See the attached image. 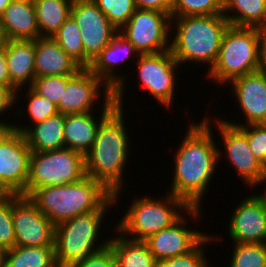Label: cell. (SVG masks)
<instances>
[{
	"label": "cell",
	"mask_w": 266,
	"mask_h": 267,
	"mask_svg": "<svg viewBox=\"0 0 266 267\" xmlns=\"http://www.w3.org/2000/svg\"><path fill=\"white\" fill-rule=\"evenodd\" d=\"M211 122L207 116L198 123L192 120L173 157L174 176L169 193L182 199L189 207L200 208L223 156L212 136Z\"/></svg>",
	"instance_id": "obj_1"
},
{
	"label": "cell",
	"mask_w": 266,
	"mask_h": 267,
	"mask_svg": "<svg viewBox=\"0 0 266 267\" xmlns=\"http://www.w3.org/2000/svg\"><path fill=\"white\" fill-rule=\"evenodd\" d=\"M124 117V107L116 106L101 121L95 142L85 155L86 175L100 181L113 193L117 203L123 187L124 169L131 153V140Z\"/></svg>",
	"instance_id": "obj_2"
},
{
	"label": "cell",
	"mask_w": 266,
	"mask_h": 267,
	"mask_svg": "<svg viewBox=\"0 0 266 267\" xmlns=\"http://www.w3.org/2000/svg\"><path fill=\"white\" fill-rule=\"evenodd\" d=\"M171 18V33L174 35L171 34L170 50L175 61L180 67L191 62L194 65L207 64L210 71L217 60L223 35L230 25L228 19L224 14Z\"/></svg>",
	"instance_id": "obj_3"
},
{
	"label": "cell",
	"mask_w": 266,
	"mask_h": 267,
	"mask_svg": "<svg viewBox=\"0 0 266 267\" xmlns=\"http://www.w3.org/2000/svg\"><path fill=\"white\" fill-rule=\"evenodd\" d=\"M112 196L100 181L86 175L74 183L35 189L28 197L56 226L99 210Z\"/></svg>",
	"instance_id": "obj_4"
},
{
	"label": "cell",
	"mask_w": 266,
	"mask_h": 267,
	"mask_svg": "<svg viewBox=\"0 0 266 267\" xmlns=\"http://www.w3.org/2000/svg\"><path fill=\"white\" fill-rule=\"evenodd\" d=\"M165 194L168 195L161 199L147 195L132 198L134 200L129 203L131 205L113 230L129 239L144 241L150 235L170 227L184 212L189 218L196 220L195 222L201 219L202 207H189L169 191Z\"/></svg>",
	"instance_id": "obj_5"
},
{
	"label": "cell",
	"mask_w": 266,
	"mask_h": 267,
	"mask_svg": "<svg viewBox=\"0 0 266 267\" xmlns=\"http://www.w3.org/2000/svg\"><path fill=\"white\" fill-rule=\"evenodd\" d=\"M116 204L112 196L99 210L78 215L55 226L54 248L58 267H67L109 245L110 238L102 241L99 234H102L100 229L104 217Z\"/></svg>",
	"instance_id": "obj_6"
},
{
	"label": "cell",
	"mask_w": 266,
	"mask_h": 267,
	"mask_svg": "<svg viewBox=\"0 0 266 267\" xmlns=\"http://www.w3.org/2000/svg\"><path fill=\"white\" fill-rule=\"evenodd\" d=\"M258 70V28L229 25L223 35L217 60L211 70L206 72V78L227 87L233 79Z\"/></svg>",
	"instance_id": "obj_7"
},
{
	"label": "cell",
	"mask_w": 266,
	"mask_h": 267,
	"mask_svg": "<svg viewBox=\"0 0 266 267\" xmlns=\"http://www.w3.org/2000/svg\"><path fill=\"white\" fill-rule=\"evenodd\" d=\"M86 176L85 156L69 148L31 152L26 197L35 189L77 182Z\"/></svg>",
	"instance_id": "obj_8"
},
{
	"label": "cell",
	"mask_w": 266,
	"mask_h": 267,
	"mask_svg": "<svg viewBox=\"0 0 266 267\" xmlns=\"http://www.w3.org/2000/svg\"><path fill=\"white\" fill-rule=\"evenodd\" d=\"M171 19L160 11L137 8L118 32L139 54H156L171 48Z\"/></svg>",
	"instance_id": "obj_9"
},
{
	"label": "cell",
	"mask_w": 266,
	"mask_h": 267,
	"mask_svg": "<svg viewBox=\"0 0 266 267\" xmlns=\"http://www.w3.org/2000/svg\"><path fill=\"white\" fill-rule=\"evenodd\" d=\"M31 150L23 133L0 128V193L26 196Z\"/></svg>",
	"instance_id": "obj_10"
},
{
	"label": "cell",
	"mask_w": 266,
	"mask_h": 267,
	"mask_svg": "<svg viewBox=\"0 0 266 267\" xmlns=\"http://www.w3.org/2000/svg\"><path fill=\"white\" fill-rule=\"evenodd\" d=\"M137 80L150 96L164 108L172 107L176 91L177 76L180 66L171 50L156 54H140L137 58Z\"/></svg>",
	"instance_id": "obj_11"
},
{
	"label": "cell",
	"mask_w": 266,
	"mask_h": 267,
	"mask_svg": "<svg viewBox=\"0 0 266 267\" xmlns=\"http://www.w3.org/2000/svg\"><path fill=\"white\" fill-rule=\"evenodd\" d=\"M220 118V119H219ZM212 122L219 131L221 141L225 147L226 160H229L235 172L240 176L247 188L259 187L266 178V167L254 156L250 150L247 136L236 126L223 121V118L216 117ZM228 158V159H227Z\"/></svg>",
	"instance_id": "obj_12"
},
{
	"label": "cell",
	"mask_w": 266,
	"mask_h": 267,
	"mask_svg": "<svg viewBox=\"0 0 266 267\" xmlns=\"http://www.w3.org/2000/svg\"><path fill=\"white\" fill-rule=\"evenodd\" d=\"M71 16L80 29L84 49V68L106 47L118 30L93 0H73Z\"/></svg>",
	"instance_id": "obj_13"
},
{
	"label": "cell",
	"mask_w": 266,
	"mask_h": 267,
	"mask_svg": "<svg viewBox=\"0 0 266 267\" xmlns=\"http://www.w3.org/2000/svg\"><path fill=\"white\" fill-rule=\"evenodd\" d=\"M15 246H54L55 225L29 197L12 194Z\"/></svg>",
	"instance_id": "obj_14"
},
{
	"label": "cell",
	"mask_w": 266,
	"mask_h": 267,
	"mask_svg": "<svg viewBox=\"0 0 266 267\" xmlns=\"http://www.w3.org/2000/svg\"><path fill=\"white\" fill-rule=\"evenodd\" d=\"M139 55L135 47L118 32L87 67L114 92V101L119 107L123 108L124 106L123 95H125L126 90L124 85H127L125 82L127 77L116 73L118 72L116 69L121 66L120 63L125 61V58L129 59L127 57L130 56L131 58H138Z\"/></svg>",
	"instance_id": "obj_15"
},
{
	"label": "cell",
	"mask_w": 266,
	"mask_h": 267,
	"mask_svg": "<svg viewBox=\"0 0 266 267\" xmlns=\"http://www.w3.org/2000/svg\"><path fill=\"white\" fill-rule=\"evenodd\" d=\"M101 94L103 101L114 97V92L99 77L87 68H82L67 83L57 105L58 112L64 115L91 112L96 107L94 104L101 101Z\"/></svg>",
	"instance_id": "obj_16"
},
{
	"label": "cell",
	"mask_w": 266,
	"mask_h": 267,
	"mask_svg": "<svg viewBox=\"0 0 266 267\" xmlns=\"http://www.w3.org/2000/svg\"><path fill=\"white\" fill-rule=\"evenodd\" d=\"M229 219L228 235L234 243H266V200L248 195L234 208Z\"/></svg>",
	"instance_id": "obj_17"
},
{
	"label": "cell",
	"mask_w": 266,
	"mask_h": 267,
	"mask_svg": "<svg viewBox=\"0 0 266 267\" xmlns=\"http://www.w3.org/2000/svg\"><path fill=\"white\" fill-rule=\"evenodd\" d=\"M244 123L223 120L233 126L266 123V76L262 70L237 77L229 82ZM242 109V110H241Z\"/></svg>",
	"instance_id": "obj_18"
},
{
	"label": "cell",
	"mask_w": 266,
	"mask_h": 267,
	"mask_svg": "<svg viewBox=\"0 0 266 267\" xmlns=\"http://www.w3.org/2000/svg\"><path fill=\"white\" fill-rule=\"evenodd\" d=\"M187 219L186 215H182L170 227L144 240L157 262L188 253L208 234L187 228Z\"/></svg>",
	"instance_id": "obj_19"
},
{
	"label": "cell",
	"mask_w": 266,
	"mask_h": 267,
	"mask_svg": "<svg viewBox=\"0 0 266 267\" xmlns=\"http://www.w3.org/2000/svg\"><path fill=\"white\" fill-rule=\"evenodd\" d=\"M102 105L98 117L93 111L64 115L63 134L66 148L80 152L84 156L91 150L101 121L117 106L114 97L104 100Z\"/></svg>",
	"instance_id": "obj_20"
},
{
	"label": "cell",
	"mask_w": 266,
	"mask_h": 267,
	"mask_svg": "<svg viewBox=\"0 0 266 267\" xmlns=\"http://www.w3.org/2000/svg\"><path fill=\"white\" fill-rule=\"evenodd\" d=\"M6 61L10 76V88L16 91L17 106L22 89L25 90V86L31 87L36 77L35 40H8L6 43Z\"/></svg>",
	"instance_id": "obj_21"
},
{
	"label": "cell",
	"mask_w": 266,
	"mask_h": 267,
	"mask_svg": "<svg viewBox=\"0 0 266 267\" xmlns=\"http://www.w3.org/2000/svg\"><path fill=\"white\" fill-rule=\"evenodd\" d=\"M82 67L52 37L35 39V75H76Z\"/></svg>",
	"instance_id": "obj_22"
},
{
	"label": "cell",
	"mask_w": 266,
	"mask_h": 267,
	"mask_svg": "<svg viewBox=\"0 0 266 267\" xmlns=\"http://www.w3.org/2000/svg\"><path fill=\"white\" fill-rule=\"evenodd\" d=\"M12 129L24 134L31 152L62 149L64 140V114L57 113L32 125L13 124Z\"/></svg>",
	"instance_id": "obj_23"
},
{
	"label": "cell",
	"mask_w": 266,
	"mask_h": 267,
	"mask_svg": "<svg viewBox=\"0 0 266 267\" xmlns=\"http://www.w3.org/2000/svg\"><path fill=\"white\" fill-rule=\"evenodd\" d=\"M0 16L8 40H35L40 37L33 1L13 0Z\"/></svg>",
	"instance_id": "obj_24"
},
{
	"label": "cell",
	"mask_w": 266,
	"mask_h": 267,
	"mask_svg": "<svg viewBox=\"0 0 266 267\" xmlns=\"http://www.w3.org/2000/svg\"><path fill=\"white\" fill-rule=\"evenodd\" d=\"M109 245L116 257V267H157V261L145 241L129 239L116 231Z\"/></svg>",
	"instance_id": "obj_25"
},
{
	"label": "cell",
	"mask_w": 266,
	"mask_h": 267,
	"mask_svg": "<svg viewBox=\"0 0 266 267\" xmlns=\"http://www.w3.org/2000/svg\"><path fill=\"white\" fill-rule=\"evenodd\" d=\"M223 14L233 26H266V0H223Z\"/></svg>",
	"instance_id": "obj_26"
},
{
	"label": "cell",
	"mask_w": 266,
	"mask_h": 267,
	"mask_svg": "<svg viewBox=\"0 0 266 267\" xmlns=\"http://www.w3.org/2000/svg\"><path fill=\"white\" fill-rule=\"evenodd\" d=\"M40 37H52L70 17L73 0H33Z\"/></svg>",
	"instance_id": "obj_27"
},
{
	"label": "cell",
	"mask_w": 266,
	"mask_h": 267,
	"mask_svg": "<svg viewBox=\"0 0 266 267\" xmlns=\"http://www.w3.org/2000/svg\"><path fill=\"white\" fill-rule=\"evenodd\" d=\"M5 267H58L54 246H15L6 252Z\"/></svg>",
	"instance_id": "obj_28"
},
{
	"label": "cell",
	"mask_w": 266,
	"mask_h": 267,
	"mask_svg": "<svg viewBox=\"0 0 266 267\" xmlns=\"http://www.w3.org/2000/svg\"><path fill=\"white\" fill-rule=\"evenodd\" d=\"M52 38L72 59L84 68V49L81 33L76 21L71 15Z\"/></svg>",
	"instance_id": "obj_29"
},
{
	"label": "cell",
	"mask_w": 266,
	"mask_h": 267,
	"mask_svg": "<svg viewBox=\"0 0 266 267\" xmlns=\"http://www.w3.org/2000/svg\"><path fill=\"white\" fill-rule=\"evenodd\" d=\"M228 267H265L266 243H234Z\"/></svg>",
	"instance_id": "obj_30"
},
{
	"label": "cell",
	"mask_w": 266,
	"mask_h": 267,
	"mask_svg": "<svg viewBox=\"0 0 266 267\" xmlns=\"http://www.w3.org/2000/svg\"><path fill=\"white\" fill-rule=\"evenodd\" d=\"M219 237L206 235L191 251L186 254L168 258L157 262V267H213L207 263L206 245L212 241L218 242Z\"/></svg>",
	"instance_id": "obj_31"
},
{
	"label": "cell",
	"mask_w": 266,
	"mask_h": 267,
	"mask_svg": "<svg viewBox=\"0 0 266 267\" xmlns=\"http://www.w3.org/2000/svg\"><path fill=\"white\" fill-rule=\"evenodd\" d=\"M223 14V0H173L171 17Z\"/></svg>",
	"instance_id": "obj_32"
},
{
	"label": "cell",
	"mask_w": 266,
	"mask_h": 267,
	"mask_svg": "<svg viewBox=\"0 0 266 267\" xmlns=\"http://www.w3.org/2000/svg\"><path fill=\"white\" fill-rule=\"evenodd\" d=\"M119 31L137 9L135 0H93Z\"/></svg>",
	"instance_id": "obj_33"
},
{
	"label": "cell",
	"mask_w": 266,
	"mask_h": 267,
	"mask_svg": "<svg viewBox=\"0 0 266 267\" xmlns=\"http://www.w3.org/2000/svg\"><path fill=\"white\" fill-rule=\"evenodd\" d=\"M75 75L35 77L31 88L40 96L47 98L56 105L59 104L67 83Z\"/></svg>",
	"instance_id": "obj_34"
},
{
	"label": "cell",
	"mask_w": 266,
	"mask_h": 267,
	"mask_svg": "<svg viewBox=\"0 0 266 267\" xmlns=\"http://www.w3.org/2000/svg\"><path fill=\"white\" fill-rule=\"evenodd\" d=\"M27 91H23L25 92V97H27V109L25 108L23 112H28L25 114H28V119H31L32 123L37 124L59 113L55 103L40 96L31 87H28Z\"/></svg>",
	"instance_id": "obj_35"
},
{
	"label": "cell",
	"mask_w": 266,
	"mask_h": 267,
	"mask_svg": "<svg viewBox=\"0 0 266 267\" xmlns=\"http://www.w3.org/2000/svg\"><path fill=\"white\" fill-rule=\"evenodd\" d=\"M0 246L9 250L15 247L12 220V194L0 193Z\"/></svg>",
	"instance_id": "obj_36"
},
{
	"label": "cell",
	"mask_w": 266,
	"mask_h": 267,
	"mask_svg": "<svg viewBox=\"0 0 266 267\" xmlns=\"http://www.w3.org/2000/svg\"><path fill=\"white\" fill-rule=\"evenodd\" d=\"M247 136L250 150L266 167V123L238 126Z\"/></svg>",
	"instance_id": "obj_37"
},
{
	"label": "cell",
	"mask_w": 266,
	"mask_h": 267,
	"mask_svg": "<svg viewBox=\"0 0 266 267\" xmlns=\"http://www.w3.org/2000/svg\"><path fill=\"white\" fill-rule=\"evenodd\" d=\"M67 267H116V257L110 245L76 261Z\"/></svg>",
	"instance_id": "obj_38"
},
{
	"label": "cell",
	"mask_w": 266,
	"mask_h": 267,
	"mask_svg": "<svg viewBox=\"0 0 266 267\" xmlns=\"http://www.w3.org/2000/svg\"><path fill=\"white\" fill-rule=\"evenodd\" d=\"M15 103H16V91L12 88L0 85V116L5 114L8 110L11 111V108L13 107L15 108L16 107L14 106ZM1 120H0V128H12L13 126L12 124H14L13 122L11 121L6 122L3 119ZM8 122H10V124Z\"/></svg>",
	"instance_id": "obj_39"
},
{
	"label": "cell",
	"mask_w": 266,
	"mask_h": 267,
	"mask_svg": "<svg viewBox=\"0 0 266 267\" xmlns=\"http://www.w3.org/2000/svg\"><path fill=\"white\" fill-rule=\"evenodd\" d=\"M139 9L156 10L171 16L173 0H135Z\"/></svg>",
	"instance_id": "obj_40"
},
{
	"label": "cell",
	"mask_w": 266,
	"mask_h": 267,
	"mask_svg": "<svg viewBox=\"0 0 266 267\" xmlns=\"http://www.w3.org/2000/svg\"><path fill=\"white\" fill-rule=\"evenodd\" d=\"M0 85L10 88V76L6 61V44L0 45Z\"/></svg>",
	"instance_id": "obj_41"
},
{
	"label": "cell",
	"mask_w": 266,
	"mask_h": 267,
	"mask_svg": "<svg viewBox=\"0 0 266 267\" xmlns=\"http://www.w3.org/2000/svg\"><path fill=\"white\" fill-rule=\"evenodd\" d=\"M260 68H266V26L258 28Z\"/></svg>",
	"instance_id": "obj_42"
},
{
	"label": "cell",
	"mask_w": 266,
	"mask_h": 267,
	"mask_svg": "<svg viewBox=\"0 0 266 267\" xmlns=\"http://www.w3.org/2000/svg\"><path fill=\"white\" fill-rule=\"evenodd\" d=\"M7 41H8V38L6 36L5 30H4V27H3V22H2V19H1V16H0V45L6 44Z\"/></svg>",
	"instance_id": "obj_43"
},
{
	"label": "cell",
	"mask_w": 266,
	"mask_h": 267,
	"mask_svg": "<svg viewBox=\"0 0 266 267\" xmlns=\"http://www.w3.org/2000/svg\"><path fill=\"white\" fill-rule=\"evenodd\" d=\"M7 250L0 246V267H5Z\"/></svg>",
	"instance_id": "obj_44"
},
{
	"label": "cell",
	"mask_w": 266,
	"mask_h": 267,
	"mask_svg": "<svg viewBox=\"0 0 266 267\" xmlns=\"http://www.w3.org/2000/svg\"><path fill=\"white\" fill-rule=\"evenodd\" d=\"M13 0H0V15Z\"/></svg>",
	"instance_id": "obj_45"
},
{
	"label": "cell",
	"mask_w": 266,
	"mask_h": 267,
	"mask_svg": "<svg viewBox=\"0 0 266 267\" xmlns=\"http://www.w3.org/2000/svg\"><path fill=\"white\" fill-rule=\"evenodd\" d=\"M266 184V178L264 179V181H263V184ZM265 188V190L263 191V197L265 198V200H266V186L264 187Z\"/></svg>",
	"instance_id": "obj_46"
},
{
	"label": "cell",
	"mask_w": 266,
	"mask_h": 267,
	"mask_svg": "<svg viewBox=\"0 0 266 267\" xmlns=\"http://www.w3.org/2000/svg\"><path fill=\"white\" fill-rule=\"evenodd\" d=\"M260 70H262L266 76V68H260Z\"/></svg>",
	"instance_id": "obj_47"
}]
</instances>
